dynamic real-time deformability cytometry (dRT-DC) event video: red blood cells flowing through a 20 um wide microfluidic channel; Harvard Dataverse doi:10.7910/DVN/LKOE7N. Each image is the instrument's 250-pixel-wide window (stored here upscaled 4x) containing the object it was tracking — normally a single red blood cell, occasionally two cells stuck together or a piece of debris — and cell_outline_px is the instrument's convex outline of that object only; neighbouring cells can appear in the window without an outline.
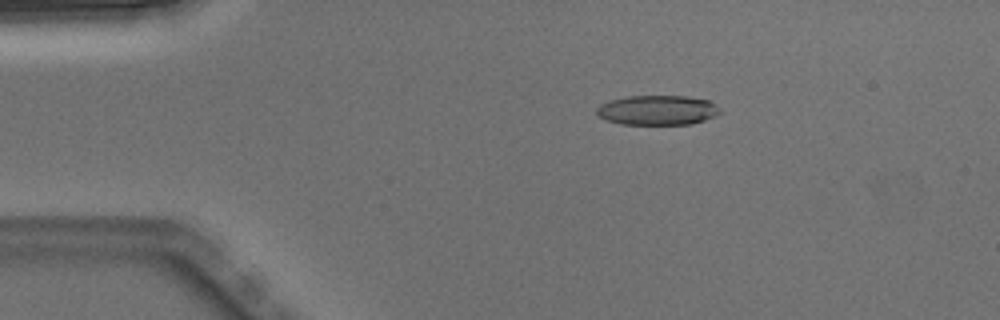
{"species": "Egyptian fruit bat (a non-hibernating species)", "species_latin": "Rousettus aegyptiacus", "temperature_condition": "warm", "stored_images_in_passage": 3, "camera_frame_rate_fps": 3000, "um_per_image_px": 0.085, "animal": {"sex": "male"}, "frame": {"image": 1, "passage_image": 2, "time_ms": 0.333, "image_size_px": [1000, 320], "cell_outline_px": [[720, 112], [716, 116], [692, 124], [620, 124], [608, 120], [600, 116], [596, 112], [596, 108], [600, 104], [612, 100], [628, 96], [688, 96], [708, 100], [716, 104], [720, 108]], "centroid_in_image_um": [55.92, 9.36], "position_along_channel_um": 29.1, "area_um2": 21.33}}